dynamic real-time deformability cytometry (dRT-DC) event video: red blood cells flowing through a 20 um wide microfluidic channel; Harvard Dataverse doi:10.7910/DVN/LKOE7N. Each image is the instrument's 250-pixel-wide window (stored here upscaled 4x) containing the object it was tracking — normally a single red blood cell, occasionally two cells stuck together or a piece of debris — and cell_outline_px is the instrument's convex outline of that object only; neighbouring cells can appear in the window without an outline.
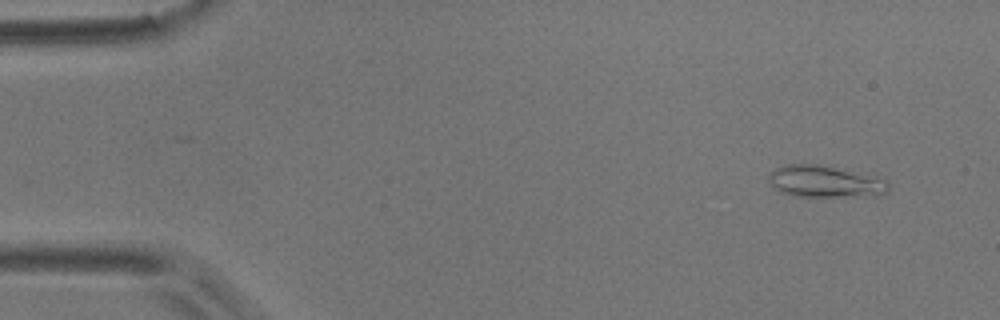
{"species": "common noctule bat (a hibernating species)", "species_latin": "Nyctalus noctula", "temperature_condition": "room temperature", "stored_images_in_passage": 4, "camera_frame_rate_fps": 3000, "um_per_image_px": 0.085, "animal": {"sex": "male", "body_mass_g": 17.9}, "frame": {"image": 1, "passage_image": 1, "time_ms": 0.0, "image_size_px": [1000, 320], "cell_outline_px": [[888, 192], [876, 196], [792, 196], [780, 192], [768, 180], [768, 172], [784, 164], [820, 164], [888, 180]], "centroid_in_image_um": [70.09, 15.43], "position_along_channel_um": 14.9, "area_um2": 22.14}}